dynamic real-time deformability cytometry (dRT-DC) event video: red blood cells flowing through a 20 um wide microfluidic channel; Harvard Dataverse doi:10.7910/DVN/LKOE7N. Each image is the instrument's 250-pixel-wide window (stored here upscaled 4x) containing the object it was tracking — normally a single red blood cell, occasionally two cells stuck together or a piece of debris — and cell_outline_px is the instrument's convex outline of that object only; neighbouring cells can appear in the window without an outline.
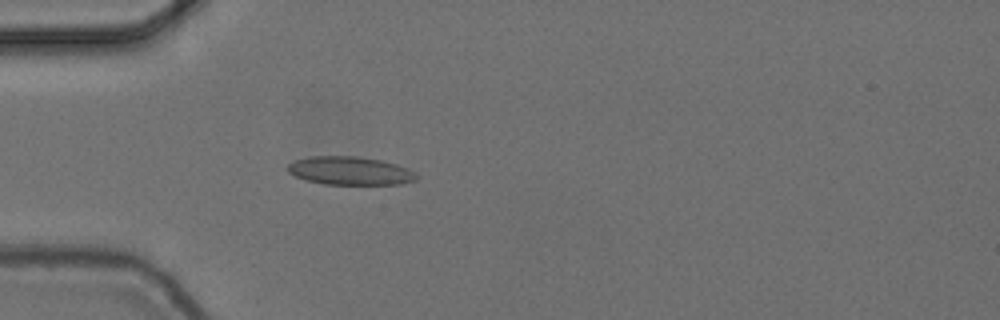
{"species": "common noctule bat (a hibernating species)", "species_latin": "Nyctalus noctula", "temperature_condition": "cold", "stored_images_in_passage": 46, "camera_frame_rate_fps": 3000, "um_per_image_px": 0.085, "animal": {"sex": "female", "body_mass_g": 24.6, "forearm_length_mm": 56.2}, "frame": {"image": 1, "passage_image": 7, "time_ms": 2.0, "image_size_px": [1000, 320], "cell_outline_px": [[420, 176], [416, 180], [400, 184], [324, 184], [308, 180], [296, 176], [288, 172], [288, 164], [296, 160], [312, 156], [356, 156], [380, 160], [396, 164], [408, 168], [416, 172]], "centroid_in_image_um": [29.81, 14.51], "position_along_channel_um": 55.2, "area_um2": 21.15}}
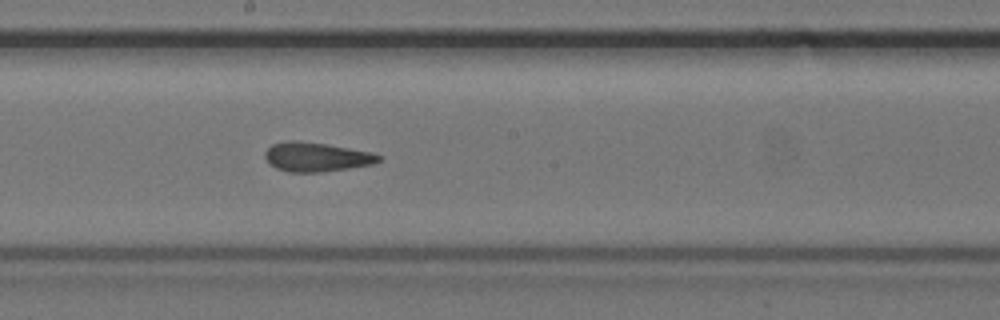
{"frame": {"image": 2, "passage_image": 21, "time_ms": 6.667, "image_size_px": [1000, 320], "cell_outline_px": [[384, 156], [380, 160], [372, 164], [348, 168], [320, 172], [288, 172], [276, 168], [268, 164], [264, 156], [264, 152], [272, 144], [288, 140], [296, 140], [324, 144], [372, 152]], "centroid_in_image_um": [26.86, 13.34], "position_along_channel_um": 221.3, "area_um2": 19.36}}
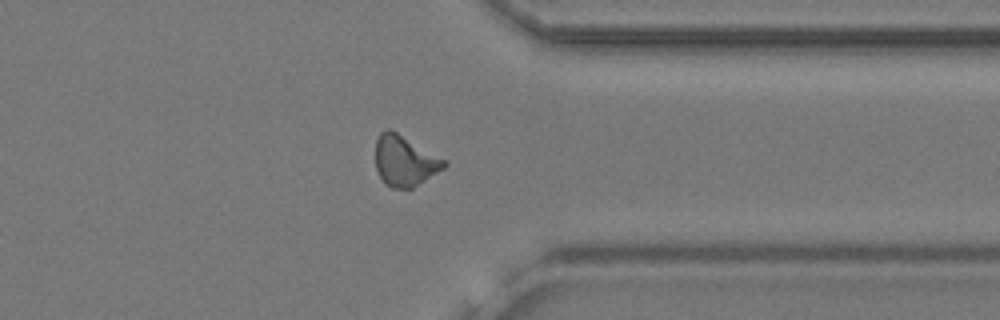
{"frame": {"image": 3, "passage_image": 34, "time_ms": 11.0, "image_size_px": [1000, 320], "cell_outline_px": [[448, 164], [444, 168], [412, 188], [392, 188], [384, 184], [376, 168], [376, 140], [380, 132], [388, 128], [396, 132], [448, 160]], "centroid_in_image_um": [34.41, 13.67], "position_along_channel_um": 377.0, "area_um2": 20.23}, "authors_computed_cell_mechanics": {"area_um2": 19.4497, "velocity_mm_per_s": 3.7109, "shape_relaxation_time_tau1_ms": null, "shape_relaxation_time_tau2_ms": 2.331, "deformation_change_tau1": null, "deformation_change_tau2": 0.0804}}